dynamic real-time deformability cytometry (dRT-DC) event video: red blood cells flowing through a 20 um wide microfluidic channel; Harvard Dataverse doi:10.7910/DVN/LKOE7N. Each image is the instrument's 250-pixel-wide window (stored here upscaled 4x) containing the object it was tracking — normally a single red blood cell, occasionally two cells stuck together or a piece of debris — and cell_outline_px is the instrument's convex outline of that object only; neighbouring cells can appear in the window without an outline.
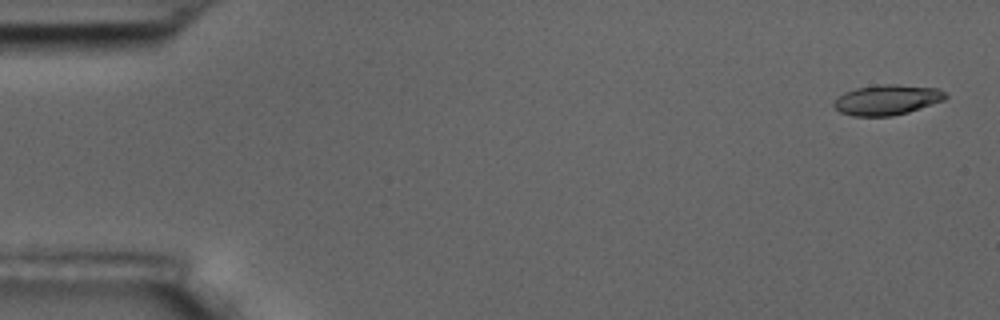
{"species": "common noctule bat (a hibernating species)", "species_latin": "Nyctalus noctula", "temperature_condition": "room temperature", "stored_images_in_passage": 6, "camera_frame_rate_fps": 3000, "um_per_image_px": 0.085, "animal": {"sex": "male", "body_mass_g": 17.5, "forearm_length_mm": 52.3}, "frame": {"image": 1, "passage_image": 1, "time_ms": 0.0, "image_size_px": [1000, 320], "cell_outline_px": [[948, 96], [944, 100], [908, 112], [892, 116], [852, 116], [840, 112], [832, 104], [844, 92], [856, 88], [880, 84], [896, 84], [936, 88], [944, 92]], "centroid_in_image_um": [75.39, 8.48], "position_along_channel_um": 9.6, "area_um2": 19.54}}